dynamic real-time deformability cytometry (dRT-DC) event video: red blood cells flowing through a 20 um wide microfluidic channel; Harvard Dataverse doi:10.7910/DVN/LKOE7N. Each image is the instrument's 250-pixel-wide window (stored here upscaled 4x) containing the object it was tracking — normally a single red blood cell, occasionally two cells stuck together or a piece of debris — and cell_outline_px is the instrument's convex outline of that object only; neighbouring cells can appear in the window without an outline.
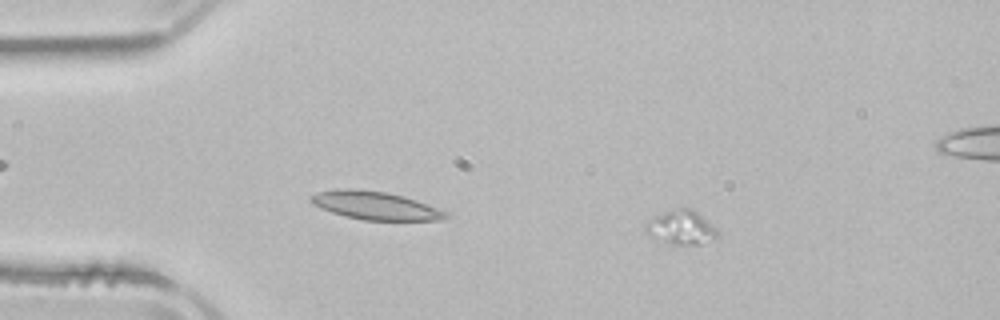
{"species": "common noctule bat (a hibernating species)", "species_latin": "Nyctalus noctula", "temperature_condition": "room temperature", "stored_images_in_passage": 5, "camera_frame_rate_fps": 3000, "um_per_image_px": 0.085, "animal": {"sex": "male", "body_mass_g": 21.5, "forearm_length_mm": 52.0}, "frame": {"image": 1, "passage_image": 5, "time_ms": 5.667, "image_size_px": [1000, 320], "cell_outline_px": [[716, 240], [700, 244], [672, 244], [648, 236], [644, 232], [644, 224], [656, 216], [672, 208], [692, 208], [716, 228]], "centroid_in_image_um": [57.87, 19.33], "position_along_channel_um": 27.1, "area_um2": 14.28}}